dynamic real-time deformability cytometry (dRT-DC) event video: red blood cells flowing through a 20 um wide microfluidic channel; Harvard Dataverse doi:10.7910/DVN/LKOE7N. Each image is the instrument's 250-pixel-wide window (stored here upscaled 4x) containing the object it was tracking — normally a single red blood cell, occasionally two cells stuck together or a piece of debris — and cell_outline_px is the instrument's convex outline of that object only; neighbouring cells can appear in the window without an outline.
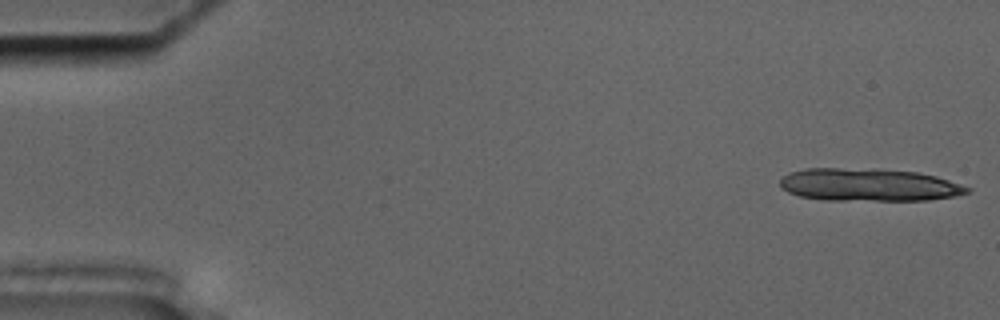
{"species": "common noctule bat (a hibernating species)", "species_latin": "Nyctalus noctula", "temperature_condition": "cold", "stored_images_in_passage": 13, "camera_frame_rate_fps": 3000, "um_per_image_px": 0.085, "animal": {"sex": "male", "body_mass_g": 17.5, "forearm_length_mm": 52.3}, "frame": {"image": 1, "passage_image": 1, "time_ms": 0.0, "image_size_px": [1000, 320], "cell_outline_px": [[972, 192], [956, 196], [928, 200], [824, 200], [800, 196], [788, 192], [780, 188], [780, 176], [788, 172], [804, 168], [876, 168], [916, 172], [936, 176], [972, 188]], "centroid_in_image_um": [73.82, 15.7], "position_along_channel_um": 11.2, "area_um2": 36.18}}